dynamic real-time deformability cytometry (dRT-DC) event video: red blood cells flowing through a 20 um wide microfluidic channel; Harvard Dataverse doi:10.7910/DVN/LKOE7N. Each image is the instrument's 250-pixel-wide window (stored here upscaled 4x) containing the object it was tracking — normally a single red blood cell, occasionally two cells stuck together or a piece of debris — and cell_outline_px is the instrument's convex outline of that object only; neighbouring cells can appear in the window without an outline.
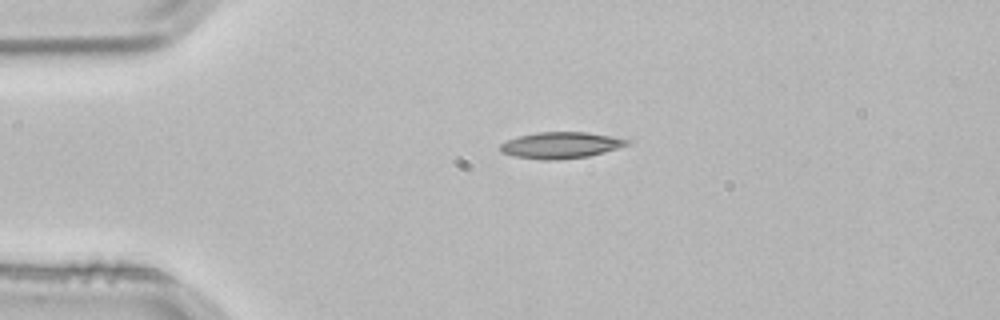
{"species": "common noctule bat (a hibernating species)", "species_latin": "Nyctalus noctula", "temperature_condition": "room temperature", "stored_images_in_passage": 2, "camera_frame_rate_fps": 3000, "um_per_image_px": 0.085, "animal": {"sex": "male", "body_mass_g": 21.5, "forearm_length_mm": 52.0}, "frame": {"image": 1, "passage_image": 1, "time_ms": 0.0, "image_size_px": [1000, 320], "cell_outline_px": [[632, 144], [604, 152], [588, 156], [556, 160], [544, 160], [516, 156], [500, 152], [500, 144], [508, 140], [520, 136], [536, 132], [588, 132], [612, 136], [632, 140]], "centroid_in_image_um": [47.72, 12.33], "position_along_channel_um": 37.3, "area_um2": 19.48}}
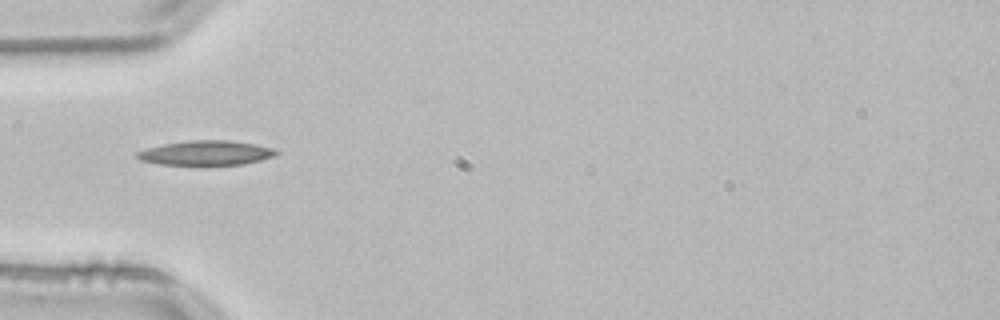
{"frame": {"image": 2, "passage_image": 2, "time_ms": 0.333, "image_size_px": [1000, 320], "cell_outline_px": [[280, 152], [276, 156], [244, 164], [204, 168], [160, 164], [140, 160], [136, 156], [136, 152], [148, 148], [164, 144], [188, 140], [228, 140], [256, 144], [272, 148]], "centroid_in_image_um": [17.53, 13.05], "position_along_channel_um": 67.5, "area_um2": 20.92}}